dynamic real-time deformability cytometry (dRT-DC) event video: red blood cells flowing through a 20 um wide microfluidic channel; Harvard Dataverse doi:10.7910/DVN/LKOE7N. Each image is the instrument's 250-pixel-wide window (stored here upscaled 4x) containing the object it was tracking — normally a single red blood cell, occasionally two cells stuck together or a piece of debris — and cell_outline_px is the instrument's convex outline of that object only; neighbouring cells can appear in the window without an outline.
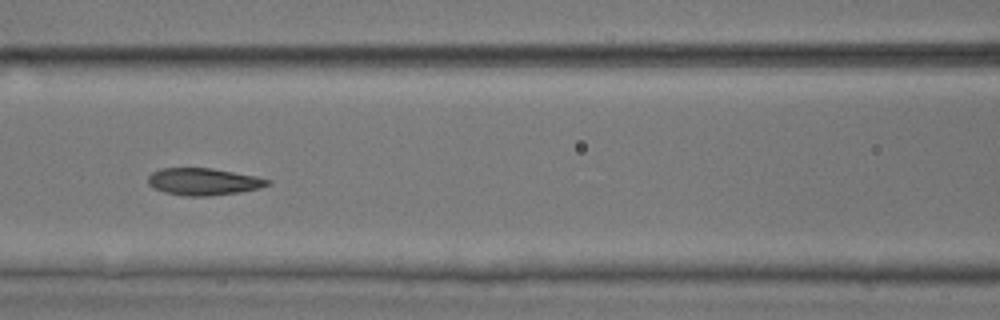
{"species": "common noctule bat (a hibernating species)", "species_latin": "Nyctalus noctula", "temperature_condition": "room temperature", "stored_images_in_passage": 9, "camera_frame_rate_fps": 3000, "um_per_image_px": 0.085, "animal": {"sex": "male", "body_mass_g": 17.9, "forearm_length_mm": 54.2}, "frame": {"image": 1, "passage_image": 6, "time_ms": 1.667, "image_size_px": [1000, 320], "cell_outline_px": [[272, 184], [260, 188], [240, 192], [208, 196], [184, 196], [164, 192], [152, 188], [148, 184], [148, 176], [152, 172], [160, 168], [212, 168], [256, 176], [272, 180]], "centroid_in_image_um": [17.3, 15.44], "position_along_channel_um": 149.3, "area_um2": 19.07}}
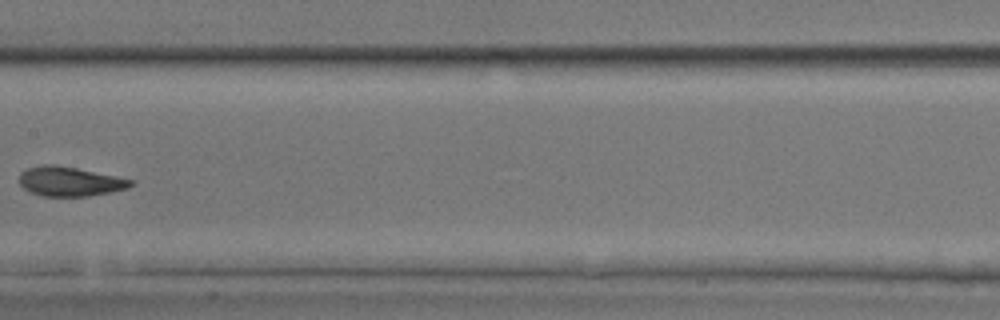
{"frame": {"image": 2, "passage_image": 7, "time_ms": 2.0, "image_size_px": [1000, 320], "cell_outline_px": [[132, 184], [128, 188], [88, 196], [40, 196], [24, 188], [20, 184], [20, 172], [28, 168], [40, 164], [56, 164], [116, 176], [132, 180]], "centroid_in_image_um": [5.89, 15.41], "position_along_channel_um": 201.5, "area_um2": 18.96}}